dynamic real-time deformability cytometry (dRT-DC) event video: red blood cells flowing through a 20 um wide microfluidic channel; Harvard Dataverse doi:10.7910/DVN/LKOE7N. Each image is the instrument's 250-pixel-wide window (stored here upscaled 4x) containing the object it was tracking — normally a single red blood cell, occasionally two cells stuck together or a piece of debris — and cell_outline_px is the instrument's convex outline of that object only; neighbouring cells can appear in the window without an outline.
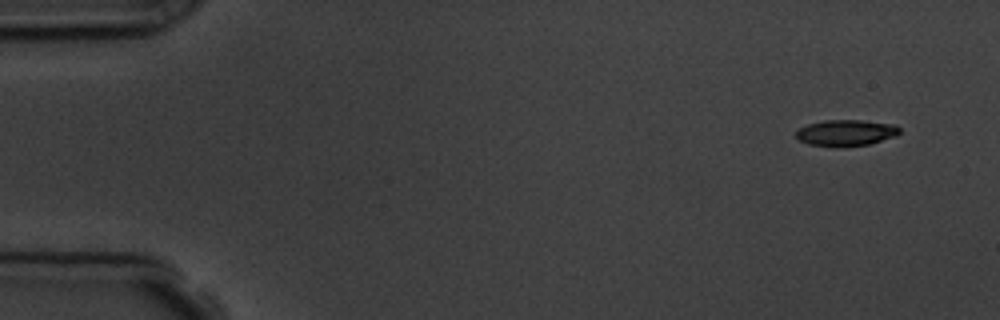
{"species": "common noctule bat (a hibernating species)", "species_latin": "Nyctalus noctula", "temperature_condition": "room temperature", "stored_images_in_passage": 5, "camera_frame_rate_fps": 3000, "um_per_image_px": 0.085, "animal": {"sex": "male", "body_mass_g": 19.5, "forearm_length_mm": 54.6}, "frame": {"image": 1, "passage_image": 1, "time_ms": 0.0, "image_size_px": [1000, 320], "cell_outline_px": [[900, 132], [896, 136], [868, 144], [808, 144], [800, 140], [796, 136], [796, 128], [808, 124], [824, 120], [860, 120], [896, 124], [900, 128]], "centroid_in_image_um": [71.93, 11.23], "position_along_channel_um": 13.1, "area_um2": 15.2}}
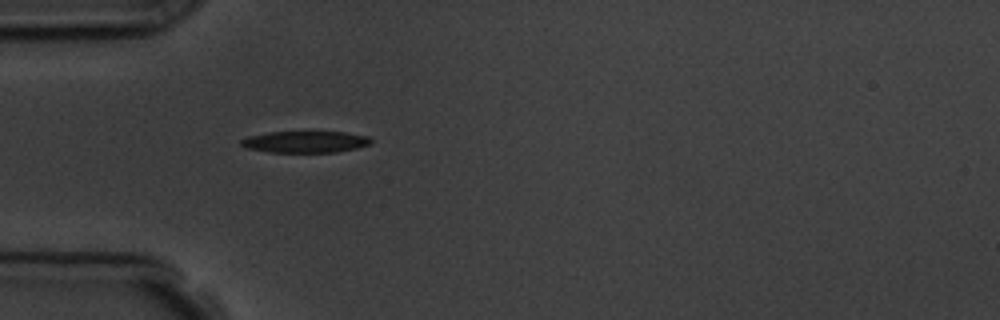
{"frame": {"image": 2, "passage_image": 5, "time_ms": 4.333, "image_size_px": [1000, 320], "cell_outline_px": [[372, 140], [368, 144], [356, 148], [336, 152], [268, 152], [244, 148], [240, 144], [240, 140], [248, 136], [268, 132], [344, 132], [368, 136]], "centroid_in_image_um": [25.88, 12.06], "position_along_channel_um": 59.1, "area_um2": 16.3}}